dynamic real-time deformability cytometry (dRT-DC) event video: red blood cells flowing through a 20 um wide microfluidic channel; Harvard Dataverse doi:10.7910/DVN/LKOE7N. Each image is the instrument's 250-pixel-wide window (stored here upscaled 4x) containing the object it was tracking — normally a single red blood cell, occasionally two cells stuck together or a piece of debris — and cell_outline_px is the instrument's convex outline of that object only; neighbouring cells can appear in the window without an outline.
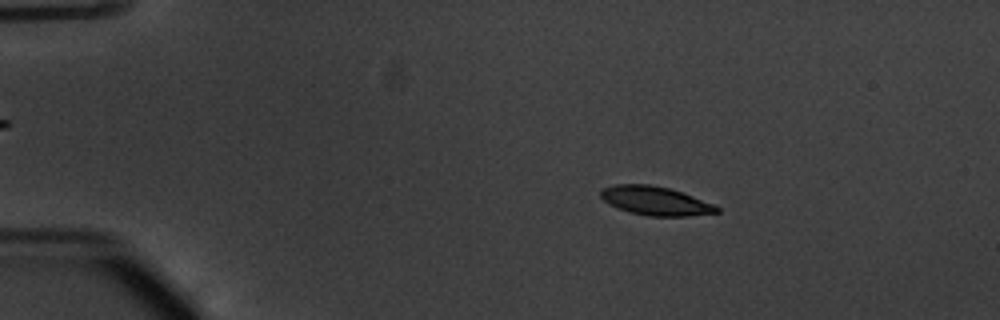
{"species": "common noctule bat (a hibernating species)", "species_latin": "Nyctalus noctula", "temperature_condition": "warm", "stored_images_in_passage": 11, "segment_of_instrument_passage": [1, 2], "camera_frame_rate_fps": 3000, "um_per_image_px": 0.085, "animal": {"sex": "male", "body_mass_g": 20.1, "forearm_length_mm": 53.5}, "frame": {"image": 1, "passage_image": 10, "time_ms": 3.0, "image_size_px": [1000, 320], "cell_outline_px": [[720, 212], [688, 216], [648, 216], [628, 212], [616, 208], [608, 204], [600, 196], [600, 188], [616, 184], [648, 184], [668, 188], [716, 204], [720, 208]], "centroid_in_image_um": [55.69, 17.08], "position_along_channel_um": 29.3, "area_um2": 19.65}}